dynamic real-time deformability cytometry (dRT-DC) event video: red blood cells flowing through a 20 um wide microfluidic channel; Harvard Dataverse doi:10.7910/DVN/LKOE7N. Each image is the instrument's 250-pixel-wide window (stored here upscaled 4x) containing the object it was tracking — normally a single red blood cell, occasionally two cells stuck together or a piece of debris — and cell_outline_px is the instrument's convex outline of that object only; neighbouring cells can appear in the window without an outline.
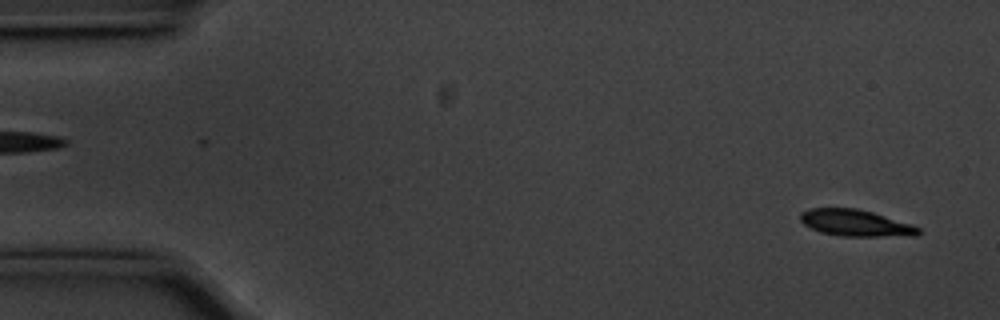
{"species": "common noctule bat (a hibernating species)", "species_latin": "Nyctalus noctula", "temperature_condition": "cold", "stored_images_in_passage": 56, "camera_frame_rate_fps": 3000, "um_per_image_px": 0.085, "animal": {"sex": "male", "body_mass_g": 20.1, "forearm_length_mm": 53.5}, "frame": {"image": 1, "passage_image": 3, "time_ms": 0.667, "image_size_px": [1000, 320], "cell_outline_px": [[920, 232], [916, 236], [844, 236], [820, 232], [804, 224], [800, 220], [800, 212], [808, 208], [856, 208], [872, 212], [912, 224], [920, 228]], "centroid_in_image_um": [72.73, 18.95], "position_along_channel_um": 12.3, "area_um2": 18.26}}
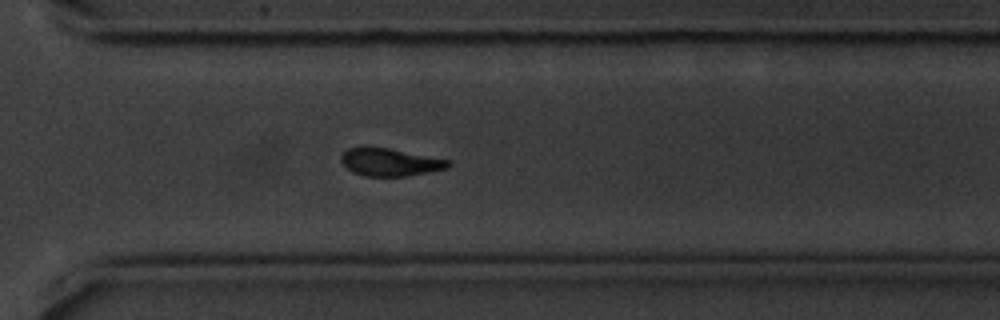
{"frame": {"image": 2, "passage_image": 40, "time_ms": 13.0, "image_size_px": [1000, 320], "cell_outline_px": [[452, 164], [448, 168], [428, 172], [404, 176], [364, 176], [352, 172], [340, 160], [340, 156], [348, 148], [364, 144], [368, 144], [448, 160]], "centroid_in_image_um": [33.07, 13.75], "position_along_channel_um": 337.5, "area_um2": 17.51}}
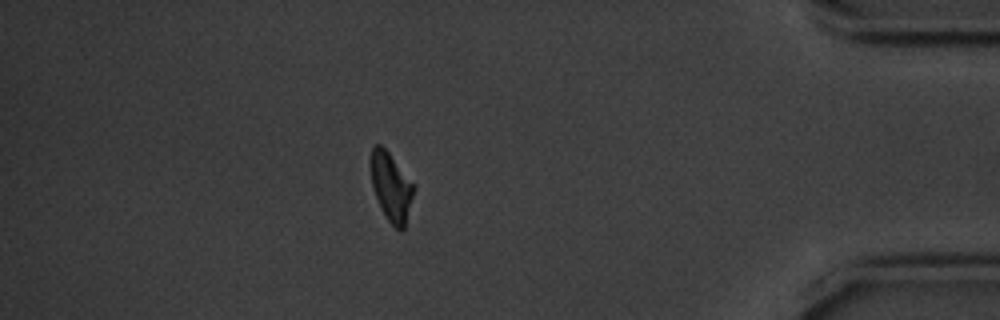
{"frame": {"image": 3, "passage_image": 49, "time_ms": 16.0, "image_size_px": [1000, 320], "cell_outline_px": [[412, 196], [404, 228], [400, 232], [388, 220], [376, 196], [372, 184], [368, 160], [372, 148], [376, 144], [380, 144], [388, 152], [412, 184]], "centroid_in_image_um": [33.17, 15.84], "position_along_channel_um": 402.0, "area_um2": 16.47}, "authors_computed_cell_mechanics": {"area_um2": 18.4093, "velocity_mm_per_s": 3.5448, "shape_relaxation_time_tau1_ms": 2.2073, "shape_relaxation_time_tau2_ms": null, "deformation_change_tau1": 0.1272, "deformation_change_tau2": null}}